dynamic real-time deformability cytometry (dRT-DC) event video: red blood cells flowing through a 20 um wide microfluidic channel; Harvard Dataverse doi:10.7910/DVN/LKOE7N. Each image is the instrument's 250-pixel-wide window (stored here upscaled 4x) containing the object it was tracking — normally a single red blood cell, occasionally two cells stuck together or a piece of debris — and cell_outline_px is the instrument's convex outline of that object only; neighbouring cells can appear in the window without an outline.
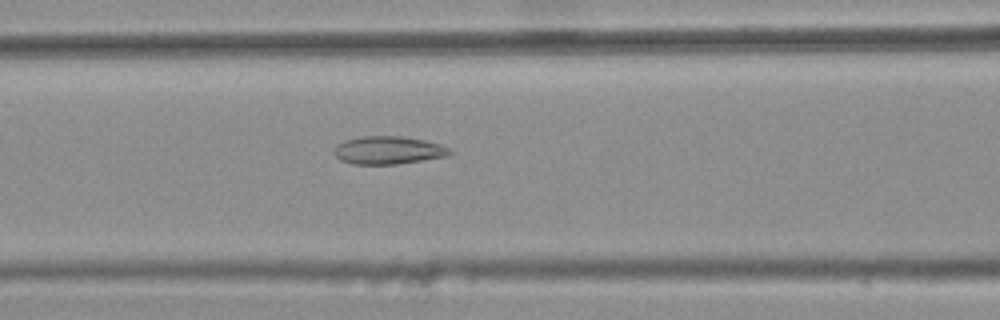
{"species": "common noctule bat (a hibernating species)", "species_latin": "Nyctalus noctula", "temperature_condition": "warm", "stored_images_in_passage": 49, "camera_frame_rate_fps": 3000, "um_per_image_px": 0.085, "animal": {"sex": "female", "body_mass_g": 25.1}, "frame": {"image": 1, "passage_image": 23, "time_ms": 7.333, "image_size_px": [1000, 320], "cell_outline_px": [[452, 152], [448, 156], [396, 164], [352, 164], [340, 160], [332, 152], [332, 148], [336, 144], [344, 140], [364, 136], [400, 136], [424, 140], [440, 144], [448, 148]], "centroid_in_image_um": [32.94, 12.77], "position_along_channel_um": 133.7, "area_um2": 18.9}}
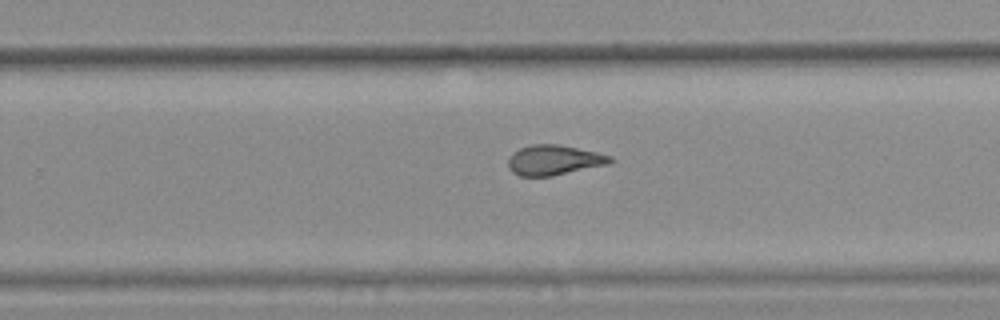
{"frame": {"image": 2, "passage_image": 35, "time_ms": 11.333, "image_size_px": [1000, 320], "cell_outline_px": [[616, 160], [608, 164], [552, 176], [520, 176], [512, 172], [508, 168], [508, 160], [512, 152], [520, 148], [532, 144], [556, 144], [596, 152], [612, 156]], "centroid_in_image_um": [47.08, 13.61], "position_along_channel_um": 282.7, "area_um2": 17.86}}
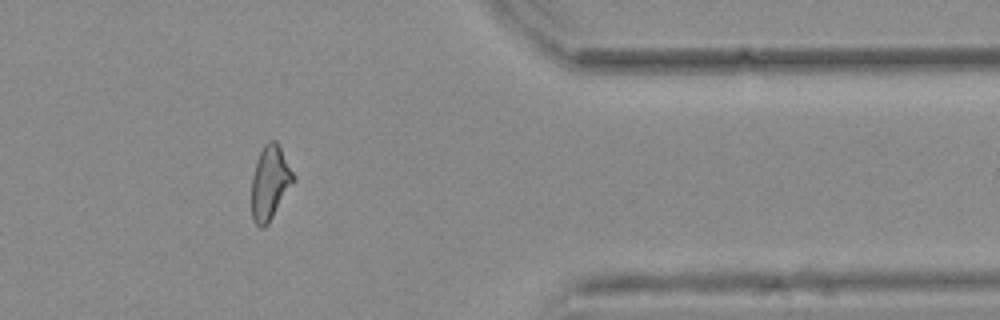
{"frame": {"image": 3, "passage_image": 45, "time_ms": 14.667, "image_size_px": [1000, 320], "cell_outline_px": [[296, 180], [268, 224], [264, 228], [260, 228], [252, 220], [252, 176], [256, 160], [264, 144], [268, 140], [276, 140], [296, 176]], "centroid_in_image_um": [22.96, 15.53], "position_along_channel_um": 388.4, "area_um2": 18.26}, "authors_computed_cell_mechanics": {"area_um2": 18.8428, "velocity_mm_per_s": 3.7347, "shape_relaxation_time_tau1_ms": null, "shape_relaxation_time_tau2_ms": 2.5396, "deformation_change_tau1": null, "deformation_change_tau2": 0.1117}}